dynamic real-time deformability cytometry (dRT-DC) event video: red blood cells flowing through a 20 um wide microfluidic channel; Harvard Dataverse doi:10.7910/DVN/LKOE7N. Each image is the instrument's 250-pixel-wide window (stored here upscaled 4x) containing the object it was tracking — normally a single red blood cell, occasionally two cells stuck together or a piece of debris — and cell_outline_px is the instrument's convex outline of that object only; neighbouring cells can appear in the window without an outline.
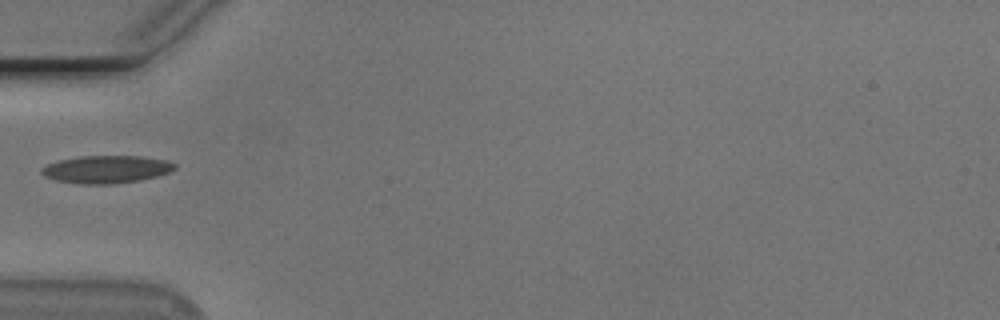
{"species": "Egyptian fruit bat (a non-hibernating species)", "species_latin": "Rousettus aegyptiacus", "temperature_condition": "cold", "stored_images_in_passage": 9, "camera_frame_rate_fps": 3000, "um_per_image_px": 0.085, "animal": {"sex": "male"}, "frame": {"image": 1, "passage_image": 1, "time_ms": 0.0, "image_size_px": [1000, 320], "cell_outline_px": [[176, 168], [168, 172], [156, 176], [140, 180], [112, 184], [80, 184], [56, 180], [44, 176], [40, 172], [40, 168], [48, 164], [60, 160], [80, 156], [140, 156], [168, 160], [176, 164]], "centroid_in_image_um": [9.03, 14.39], "position_along_channel_um": 76.0, "area_um2": 21.44}}